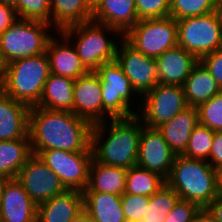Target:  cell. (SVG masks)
I'll list each match as a JSON object with an SVG mask.
<instances>
[{"instance_id": "cell-1", "label": "cell", "mask_w": 222, "mask_h": 222, "mask_svg": "<svg viewBox=\"0 0 222 222\" xmlns=\"http://www.w3.org/2000/svg\"><path fill=\"white\" fill-rule=\"evenodd\" d=\"M92 127L73 112L31 107L28 135L32 154L44 150L92 151Z\"/></svg>"}, {"instance_id": "cell-2", "label": "cell", "mask_w": 222, "mask_h": 222, "mask_svg": "<svg viewBox=\"0 0 222 222\" xmlns=\"http://www.w3.org/2000/svg\"><path fill=\"white\" fill-rule=\"evenodd\" d=\"M106 122L95 124L92 127L91 148L93 159L108 166L125 169L137 165L142 131L141 119L137 115L111 119L108 137L102 144L100 143L101 139L108 129L106 128Z\"/></svg>"}, {"instance_id": "cell-3", "label": "cell", "mask_w": 222, "mask_h": 222, "mask_svg": "<svg viewBox=\"0 0 222 222\" xmlns=\"http://www.w3.org/2000/svg\"><path fill=\"white\" fill-rule=\"evenodd\" d=\"M166 183L180 199L206 208L220 193L219 171L207 160L176 155Z\"/></svg>"}, {"instance_id": "cell-4", "label": "cell", "mask_w": 222, "mask_h": 222, "mask_svg": "<svg viewBox=\"0 0 222 222\" xmlns=\"http://www.w3.org/2000/svg\"><path fill=\"white\" fill-rule=\"evenodd\" d=\"M50 72L47 53L15 60L6 64L0 88L10 97L28 107L38 105Z\"/></svg>"}, {"instance_id": "cell-5", "label": "cell", "mask_w": 222, "mask_h": 222, "mask_svg": "<svg viewBox=\"0 0 222 222\" xmlns=\"http://www.w3.org/2000/svg\"><path fill=\"white\" fill-rule=\"evenodd\" d=\"M120 33L117 29L94 21L74 24L63 28L59 34L65 42L70 41L74 34L78 36L74 47L84 66L89 71H96L99 66L115 61L117 44L107 39L105 31Z\"/></svg>"}, {"instance_id": "cell-6", "label": "cell", "mask_w": 222, "mask_h": 222, "mask_svg": "<svg viewBox=\"0 0 222 222\" xmlns=\"http://www.w3.org/2000/svg\"><path fill=\"white\" fill-rule=\"evenodd\" d=\"M49 26V23L43 21L15 20L0 34V49L6 64L45 53L52 37L46 33Z\"/></svg>"}, {"instance_id": "cell-7", "label": "cell", "mask_w": 222, "mask_h": 222, "mask_svg": "<svg viewBox=\"0 0 222 222\" xmlns=\"http://www.w3.org/2000/svg\"><path fill=\"white\" fill-rule=\"evenodd\" d=\"M178 46L198 60L222 48V21L218 11L176 20Z\"/></svg>"}, {"instance_id": "cell-8", "label": "cell", "mask_w": 222, "mask_h": 222, "mask_svg": "<svg viewBox=\"0 0 222 222\" xmlns=\"http://www.w3.org/2000/svg\"><path fill=\"white\" fill-rule=\"evenodd\" d=\"M122 37L143 55L156 59L178 45V26L171 16L143 19Z\"/></svg>"}, {"instance_id": "cell-9", "label": "cell", "mask_w": 222, "mask_h": 222, "mask_svg": "<svg viewBox=\"0 0 222 222\" xmlns=\"http://www.w3.org/2000/svg\"><path fill=\"white\" fill-rule=\"evenodd\" d=\"M96 72L100 75L102 87L103 115L108 113L110 119L137 115L129 107L132 93L137 92L117 62L102 64Z\"/></svg>"}, {"instance_id": "cell-10", "label": "cell", "mask_w": 222, "mask_h": 222, "mask_svg": "<svg viewBox=\"0 0 222 222\" xmlns=\"http://www.w3.org/2000/svg\"><path fill=\"white\" fill-rule=\"evenodd\" d=\"M37 156L60 178L67 190L83 192L88 187L92 151L44 150Z\"/></svg>"}, {"instance_id": "cell-11", "label": "cell", "mask_w": 222, "mask_h": 222, "mask_svg": "<svg viewBox=\"0 0 222 222\" xmlns=\"http://www.w3.org/2000/svg\"><path fill=\"white\" fill-rule=\"evenodd\" d=\"M142 97L143 111L137 116L144 126L151 128H157L188 107L183 86L180 85L158 83Z\"/></svg>"}, {"instance_id": "cell-12", "label": "cell", "mask_w": 222, "mask_h": 222, "mask_svg": "<svg viewBox=\"0 0 222 222\" xmlns=\"http://www.w3.org/2000/svg\"><path fill=\"white\" fill-rule=\"evenodd\" d=\"M121 47L116 50L115 61L130 80L132 88L143 96L158 83L156 60L143 55L122 38Z\"/></svg>"}, {"instance_id": "cell-13", "label": "cell", "mask_w": 222, "mask_h": 222, "mask_svg": "<svg viewBox=\"0 0 222 222\" xmlns=\"http://www.w3.org/2000/svg\"><path fill=\"white\" fill-rule=\"evenodd\" d=\"M16 180L37 205L67 190L60 178L37 155L27 160Z\"/></svg>"}, {"instance_id": "cell-14", "label": "cell", "mask_w": 222, "mask_h": 222, "mask_svg": "<svg viewBox=\"0 0 222 222\" xmlns=\"http://www.w3.org/2000/svg\"><path fill=\"white\" fill-rule=\"evenodd\" d=\"M176 155L157 128L142 124L137 165L155 172L165 180L169 177Z\"/></svg>"}, {"instance_id": "cell-15", "label": "cell", "mask_w": 222, "mask_h": 222, "mask_svg": "<svg viewBox=\"0 0 222 222\" xmlns=\"http://www.w3.org/2000/svg\"><path fill=\"white\" fill-rule=\"evenodd\" d=\"M71 112L92 125L105 121L100 75L96 71H90L75 80L73 110Z\"/></svg>"}, {"instance_id": "cell-16", "label": "cell", "mask_w": 222, "mask_h": 222, "mask_svg": "<svg viewBox=\"0 0 222 222\" xmlns=\"http://www.w3.org/2000/svg\"><path fill=\"white\" fill-rule=\"evenodd\" d=\"M0 216L2 222H37V204L16 179H9L4 185Z\"/></svg>"}, {"instance_id": "cell-17", "label": "cell", "mask_w": 222, "mask_h": 222, "mask_svg": "<svg viewBox=\"0 0 222 222\" xmlns=\"http://www.w3.org/2000/svg\"><path fill=\"white\" fill-rule=\"evenodd\" d=\"M30 107L0 88V141L29 138Z\"/></svg>"}, {"instance_id": "cell-18", "label": "cell", "mask_w": 222, "mask_h": 222, "mask_svg": "<svg viewBox=\"0 0 222 222\" xmlns=\"http://www.w3.org/2000/svg\"><path fill=\"white\" fill-rule=\"evenodd\" d=\"M158 81L161 84L183 86L199 60L183 47L168 49L156 59Z\"/></svg>"}, {"instance_id": "cell-19", "label": "cell", "mask_w": 222, "mask_h": 222, "mask_svg": "<svg viewBox=\"0 0 222 222\" xmlns=\"http://www.w3.org/2000/svg\"><path fill=\"white\" fill-rule=\"evenodd\" d=\"M82 211V192L66 190L37 205V222H71Z\"/></svg>"}, {"instance_id": "cell-20", "label": "cell", "mask_w": 222, "mask_h": 222, "mask_svg": "<svg viewBox=\"0 0 222 222\" xmlns=\"http://www.w3.org/2000/svg\"><path fill=\"white\" fill-rule=\"evenodd\" d=\"M92 21L115 28L123 36L139 21L135 0H103L93 11Z\"/></svg>"}, {"instance_id": "cell-21", "label": "cell", "mask_w": 222, "mask_h": 222, "mask_svg": "<svg viewBox=\"0 0 222 222\" xmlns=\"http://www.w3.org/2000/svg\"><path fill=\"white\" fill-rule=\"evenodd\" d=\"M199 124L197 107L188 106L171 120L162 123L157 129L175 155H182L192 131Z\"/></svg>"}, {"instance_id": "cell-22", "label": "cell", "mask_w": 222, "mask_h": 222, "mask_svg": "<svg viewBox=\"0 0 222 222\" xmlns=\"http://www.w3.org/2000/svg\"><path fill=\"white\" fill-rule=\"evenodd\" d=\"M46 53L50 62L51 74H56L76 80L90 71L84 66L78 56L76 48L70 44L59 43L58 39L51 37L48 41Z\"/></svg>"}, {"instance_id": "cell-23", "label": "cell", "mask_w": 222, "mask_h": 222, "mask_svg": "<svg viewBox=\"0 0 222 222\" xmlns=\"http://www.w3.org/2000/svg\"><path fill=\"white\" fill-rule=\"evenodd\" d=\"M127 169L108 166L92 159L89 184L83 192H102L122 196L126 188Z\"/></svg>"}, {"instance_id": "cell-24", "label": "cell", "mask_w": 222, "mask_h": 222, "mask_svg": "<svg viewBox=\"0 0 222 222\" xmlns=\"http://www.w3.org/2000/svg\"><path fill=\"white\" fill-rule=\"evenodd\" d=\"M74 82L75 80L71 78L50 74L36 107L71 112L74 101Z\"/></svg>"}, {"instance_id": "cell-25", "label": "cell", "mask_w": 222, "mask_h": 222, "mask_svg": "<svg viewBox=\"0 0 222 222\" xmlns=\"http://www.w3.org/2000/svg\"><path fill=\"white\" fill-rule=\"evenodd\" d=\"M183 89L186 103L192 107H198L222 92L217 81L200 61L185 80Z\"/></svg>"}, {"instance_id": "cell-26", "label": "cell", "mask_w": 222, "mask_h": 222, "mask_svg": "<svg viewBox=\"0 0 222 222\" xmlns=\"http://www.w3.org/2000/svg\"><path fill=\"white\" fill-rule=\"evenodd\" d=\"M83 210L98 222H127L121 196L102 192H82Z\"/></svg>"}, {"instance_id": "cell-27", "label": "cell", "mask_w": 222, "mask_h": 222, "mask_svg": "<svg viewBox=\"0 0 222 222\" xmlns=\"http://www.w3.org/2000/svg\"><path fill=\"white\" fill-rule=\"evenodd\" d=\"M51 24L57 32L92 20L93 10L86 0H50Z\"/></svg>"}, {"instance_id": "cell-28", "label": "cell", "mask_w": 222, "mask_h": 222, "mask_svg": "<svg viewBox=\"0 0 222 222\" xmlns=\"http://www.w3.org/2000/svg\"><path fill=\"white\" fill-rule=\"evenodd\" d=\"M32 155L29 138L0 141V177L16 179Z\"/></svg>"}, {"instance_id": "cell-29", "label": "cell", "mask_w": 222, "mask_h": 222, "mask_svg": "<svg viewBox=\"0 0 222 222\" xmlns=\"http://www.w3.org/2000/svg\"><path fill=\"white\" fill-rule=\"evenodd\" d=\"M165 183L166 180L159 174L135 165L127 169L126 188L124 194L150 197Z\"/></svg>"}, {"instance_id": "cell-30", "label": "cell", "mask_w": 222, "mask_h": 222, "mask_svg": "<svg viewBox=\"0 0 222 222\" xmlns=\"http://www.w3.org/2000/svg\"><path fill=\"white\" fill-rule=\"evenodd\" d=\"M179 199V195L165 183L149 197V206L142 220L145 222H163Z\"/></svg>"}, {"instance_id": "cell-31", "label": "cell", "mask_w": 222, "mask_h": 222, "mask_svg": "<svg viewBox=\"0 0 222 222\" xmlns=\"http://www.w3.org/2000/svg\"><path fill=\"white\" fill-rule=\"evenodd\" d=\"M214 131L198 124L192 131L188 146L182 156L209 161L210 150L213 144Z\"/></svg>"}, {"instance_id": "cell-32", "label": "cell", "mask_w": 222, "mask_h": 222, "mask_svg": "<svg viewBox=\"0 0 222 222\" xmlns=\"http://www.w3.org/2000/svg\"><path fill=\"white\" fill-rule=\"evenodd\" d=\"M218 0H170V16L175 20L201 16L217 10Z\"/></svg>"}, {"instance_id": "cell-33", "label": "cell", "mask_w": 222, "mask_h": 222, "mask_svg": "<svg viewBox=\"0 0 222 222\" xmlns=\"http://www.w3.org/2000/svg\"><path fill=\"white\" fill-rule=\"evenodd\" d=\"M199 124L213 131H222V92L198 107Z\"/></svg>"}, {"instance_id": "cell-34", "label": "cell", "mask_w": 222, "mask_h": 222, "mask_svg": "<svg viewBox=\"0 0 222 222\" xmlns=\"http://www.w3.org/2000/svg\"><path fill=\"white\" fill-rule=\"evenodd\" d=\"M14 9L20 19L43 21L51 25L50 0H18Z\"/></svg>"}, {"instance_id": "cell-35", "label": "cell", "mask_w": 222, "mask_h": 222, "mask_svg": "<svg viewBox=\"0 0 222 222\" xmlns=\"http://www.w3.org/2000/svg\"><path fill=\"white\" fill-rule=\"evenodd\" d=\"M122 210L127 222L141 221L149 206V197L133 194L121 196Z\"/></svg>"}, {"instance_id": "cell-36", "label": "cell", "mask_w": 222, "mask_h": 222, "mask_svg": "<svg viewBox=\"0 0 222 222\" xmlns=\"http://www.w3.org/2000/svg\"><path fill=\"white\" fill-rule=\"evenodd\" d=\"M139 20L170 16V0H135Z\"/></svg>"}, {"instance_id": "cell-37", "label": "cell", "mask_w": 222, "mask_h": 222, "mask_svg": "<svg viewBox=\"0 0 222 222\" xmlns=\"http://www.w3.org/2000/svg\"><path fill=\"white\" fill-rule=\"evenodd\" d=\"M199 209L197 204L179 199L163 222H192Z\"/></svg>"}, {"instance_id": "cell-38", "label": "cell", "mask_w": 222, "mask_h": 222, "mask_svg": "<svg viewBox=\"0 0 222 222\" xmlns=\"http://www.w3.org/2000/svg\"><path fill=\"white\" fill-rule=\"evenodd\" d=\"M199 61L217 81L222 90V48L203 56Z\"/></svg>"}, {"instance_id": "cell-39", "label": "cell", "mask_w": 222, "mask_h": 222, "mask_svg": "<svg viewBox=\"0 0 222 222\" xmlns=\"http://www.w3.org/2000/svg\"><path fill=\"white\" fill-rule=\"evenodd\" d=\"M209 158L212 160L208 163L220 172L222 170V131H214Z\"/></svg>"}, {"instance_id": "cell-40", "label": "cell", "mask_w": 222, "mask_h": 222, "mask_svg": "<svg viewBox=\"0 0 222 222\" xmlns=\"http://www.w3.org/2000/svg\"><path fill=\"white\" fill-rule=\"evenodd\" d=\"M17 19L14 7L0 3V34Z\"/></svg>"}, {"instance_id": "cell-41", "label": "cell", "mask_w": 222, "mask_h": 222, "mask_svg": "<svg viewBox=\"0 0 222 222\" xmlns=\"http://www.w3.org/2000/svg\"><path fill=\"white\" fill-rule=\"evenodd\" d=\"M216 222H222V193L206 207Z\"/></svg>"}, {"instance_id": "cell-42", "label": "cell", "mask_w": 222, "mask_h": 222, "mask_svg": "<svg viewBox=\"0 0 222 222\" xmlns=\"http://www.w3.org/2000/svg\"><path fill=\"white\" fill-rule=\"evenodd\" d=\"M192 222H216L206 208H200Z\"/></svg>"}, {"instance_id": "cell-43", "label": "cell", "mask_w": 222, "mask_h": 222, "mask_svg": "<svg viewBox=\"0 0 222 222\" xmlns=\"http://www.w3.org/2000/svg\"><path fill=\"white\" fill-rule=\"evenodd\" d=\"M71 222H98L96 219L89 216L84 210L79 213Z\"/></svg>"}, {"instance_id": "cell-44", "label": "cell", "mask_w": 222, "mask_h": 222, "mask_svg": "<svg viewBox=\"0 0 222 222\" xmlns=\"http://www.w3.org/2000/svg\"><path fill=\"white\" fill-rule=\"evenodd\" d=\"M5 68H6V62L2 56L1 49H0V80L4 75Z\"/></svg>"}, {"instance_id": "cell-45", "label": "cell", "mask_w": 222, "mask_h": 222, "mask_svg": "<svg viewBox=\"0 0 222 222\" xmlns=\"http://www.w3.org/2000/svg\"><path fill=\"white\" fill-rule=\"evenodd\" d=\"M89 7L94 11L103 0H86Z\"/></svg>"}, {"instance_id": "cell-46", "label": "cell", "mask_w": 222, "mask_h": 222, "mask_svg": "<svg viewBox=\"0 0 222 222\" xmlns=\"http://www.w3.org/2000/svg\"><path fill=\"white\" fill-rule=\"evenodd\" d=\"M9 179L7 178H2L0 177V204H1V198H2V192H3V188L5 183L8 181Z\"/></svg>"}, {"instance_id": "cell-47", "label": "cell", "mask_w": 222, "mask_h": 222, "mask_svg": "<svg viewBox=\"0 0 222 222\" xmlns=\"http://www.w3.org/2000/svg\"><path fill=\"white\" fill-rule=\"evenodd\" d=\"M17 1L18 0H0V3L15 7L17 5Z\"/></svg>"}, {"instance_id": "cell-48", "label": "cell", "mask_w": 222, "mask_h": 222, "mask_svg": "<svg viewBox=\"0 0 222 222\" xmlns=\"http://www.w3.org/2000/svg\"><path fill=\"white\" fill-rule=\"evenodd\" d=\"M217 11H218L221 21H222V0H218Z\"/></svg>"}, {"instance_id": "cell-49", "label": "cell", "mask_w": 222, "mask_h": 222, "mask_svg": "<svg viewBox=\"0 0 222 222\" xmlns=\"http://www.w3.org/2000/svg\"><path fill=\"white\" fill-rule=\"evenodd\" d=\"M220 193H222V170L219 172Z\"/></svg>"}]
</instances>
